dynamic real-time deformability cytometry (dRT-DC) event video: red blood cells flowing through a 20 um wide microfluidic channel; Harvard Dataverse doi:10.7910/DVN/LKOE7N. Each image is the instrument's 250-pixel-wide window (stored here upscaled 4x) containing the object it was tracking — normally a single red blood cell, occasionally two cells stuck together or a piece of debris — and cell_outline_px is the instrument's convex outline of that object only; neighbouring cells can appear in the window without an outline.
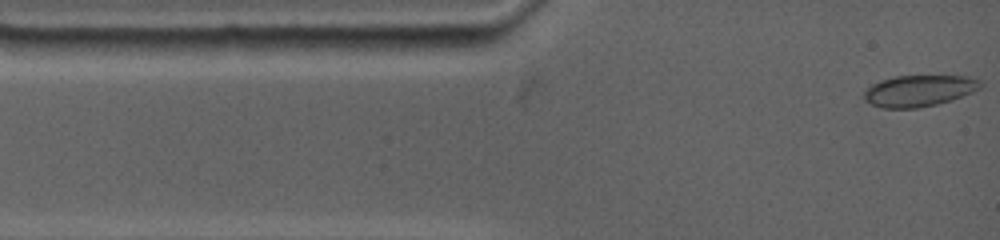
{"species": "common noctule bat (a hibernating species)", "species_latin": "Nyctalus noctula", "temperature_condition": "warm", "stored_images_in_passage": 56, "camera_frame_rate_fps": 4500, "um_per_image_px": 0.085, "animal": {"sex": "female", "body_mass_g": 19.0, "forearm_length_mm": 53.3}, "frame": {"image": 1, "passage_image": 1, "time_ms": 0.0, "image_size_px": [1000, 240], "cell_outline_px": [[976, 88], [952, 100], [920, 108], [880, 108], [872, 104], [864, 96], [864, 92], [872, 84], [896, 76], [964, 76], [976, 80]], "centroid_in_image_um": [78.01, 7.73], "position_along_channel_um": 7.0, "area_um2": 20.4}}
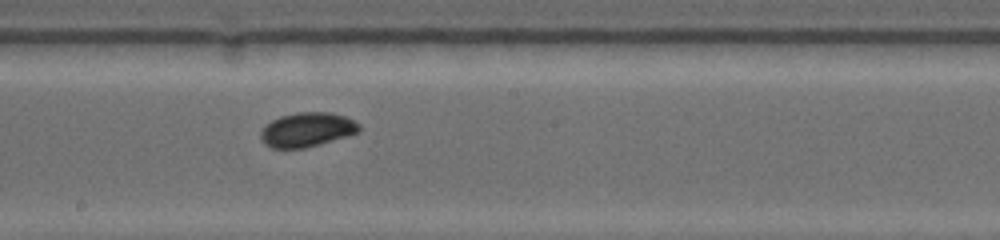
{"frame": {"image": 2, "passage_image": 33, "time_ms": 7.111, "image_size_px": [1000, 240], "cell_outline_px": [[360, 128], [356, 132], [348, 136], [320, 144], [304, 148], [272, 148], [264, 144], [260, 136], [260, 132], [272, 120], [280, 116], [300, 112], [328, 112], [344, 116], [360, 124]], "centroid_in_image_um": [26.09, 11.03], "position_along_channel_um": 222.1, "area_um2": 19.48}}
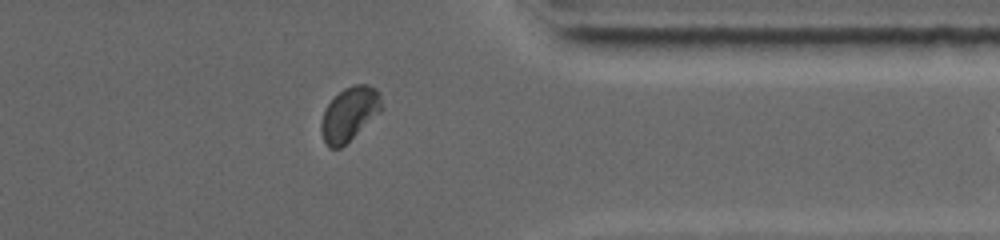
{"frame": {"image": 3, "passage_image": 54, "time_ms": 11.778, "image_size_px": [1000, 240], "cell_outline_px": [[384, 108], [380, 112], [340, 148], [328, 148], [320, 132], [320, 124], [324, 108], [344, 88], [356, 84], [368, 84], [376, 88], [380, 96]], "centroid_in_image_um": [29.69, 9.68], "position_along_channel_um": 381.7, "area_um2": 18.84}}